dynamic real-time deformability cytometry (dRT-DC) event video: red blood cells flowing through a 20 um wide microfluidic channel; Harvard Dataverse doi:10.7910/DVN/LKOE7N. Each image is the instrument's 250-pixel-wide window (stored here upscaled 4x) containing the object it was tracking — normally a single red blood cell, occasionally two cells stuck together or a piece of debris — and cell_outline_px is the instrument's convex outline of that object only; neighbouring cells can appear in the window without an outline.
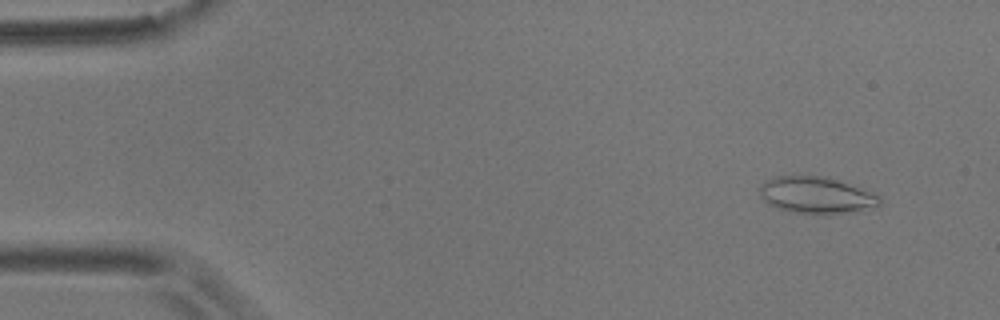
{"species": "common noctule bat (a hibernating species)", "species_latin": "Nyctalus noctula", "temperature_condition": "room temperature", "stored_images_in_passage": 5, "camera_frame_rate_fps": 3000, "um_per_image_px": 0.085, "animal": {"sex": "male", "body_mass_g": 17.9}, "frame": {"image": 1, "passage_image": 2, "time_ms": 1.0, "image_size_px": [1000, 320], "cell_outline_px": [[880, 204], [852, 212], [824, 216], [816, 216], [792, 212], [768, 204], [760, 196], [760, 184], [764, 180], [776, 176], [828, 176], [880, 196]], "centroid_in_image_um": [69.33, 16.61], "position_along_channel_um": 15.7, "area_um2": 25.89}}